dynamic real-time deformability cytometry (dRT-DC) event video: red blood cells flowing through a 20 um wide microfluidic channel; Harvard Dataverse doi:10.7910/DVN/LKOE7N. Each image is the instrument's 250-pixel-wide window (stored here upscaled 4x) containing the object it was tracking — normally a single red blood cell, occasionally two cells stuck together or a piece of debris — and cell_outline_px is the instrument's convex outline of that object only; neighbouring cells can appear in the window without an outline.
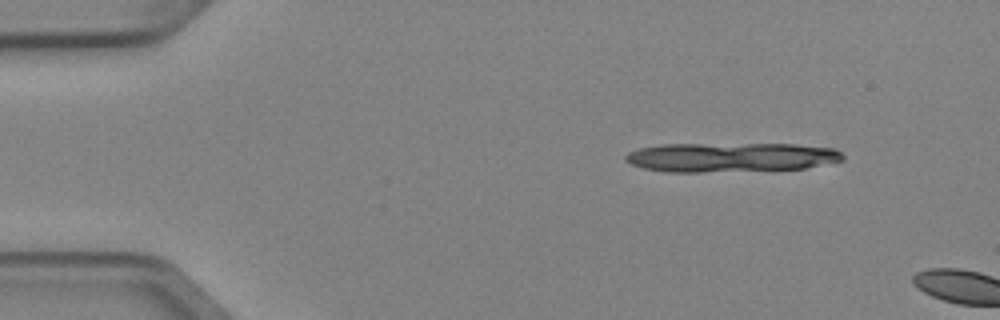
{"species": "Egyptian fruit bat (a non-hibernating species)", "species_latin": "Rousettus aegyptiacus", "temperature_condition": "cold", "stored_images_in_passage": 2, "camera_frame_rate_fps": 3000, "um_per_image_px": 0.085, "animal": {"sex": "female"}, "frame": {"image": 1, "passage_image": 1, "time_ms": 0.0, "image_size_px": [1000, 320], "cell_outline_px": [[844, 160], [804, 168], [700, 172], [668, 172], [644, 168], [632, 164], [624, 160], [624, 156], [628, 152], [636, 148], [660, 144], [796, 144], [836, 148], [844, 156]], "centroid_in_image_um": [62.09, 13.35], "position_along_channel_um": 22.9, "area_um2": 37.22}}